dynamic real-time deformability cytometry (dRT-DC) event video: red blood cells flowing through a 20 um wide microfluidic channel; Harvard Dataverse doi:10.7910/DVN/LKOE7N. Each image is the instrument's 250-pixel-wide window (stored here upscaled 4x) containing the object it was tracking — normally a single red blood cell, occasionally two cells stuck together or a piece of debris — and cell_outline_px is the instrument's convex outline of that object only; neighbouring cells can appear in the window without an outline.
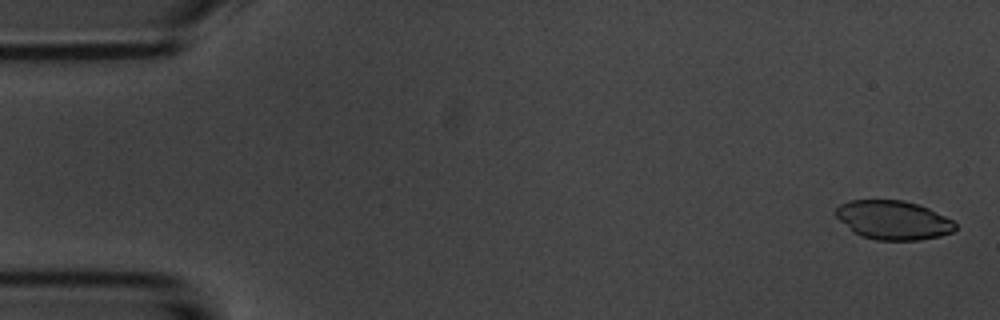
{"species": "common noctule bat (a hibernating species)", "species_latin": "Nyctalus noctula", "temperature_condition": "room temperature", "stored_images_in_passage": 6, "camera_frame_rate_fps": 3000, "um_per_image_px": 0.085, "animal": {"sex": "male", "body_mass_g": 20.1, "forearm_length_mm": 53.5}, "frame": {"image": 1, "passage_image": 1, "time_ms": 0.0, "image_size_px": [1000, 320], "cell_outline_px": [[956, 228], [952, 232], [940, 236], [920, 240], [876, 240], [860, 236], [852, 232], [832, 212], [840, 204], [848, 200], [904, 200], [928, 208], [952, 220], [956, 224]], "centroid_in_image_um": [75.88, 18.71], "position_along_channel_um": 9.1, "area_um2": 27.22}}